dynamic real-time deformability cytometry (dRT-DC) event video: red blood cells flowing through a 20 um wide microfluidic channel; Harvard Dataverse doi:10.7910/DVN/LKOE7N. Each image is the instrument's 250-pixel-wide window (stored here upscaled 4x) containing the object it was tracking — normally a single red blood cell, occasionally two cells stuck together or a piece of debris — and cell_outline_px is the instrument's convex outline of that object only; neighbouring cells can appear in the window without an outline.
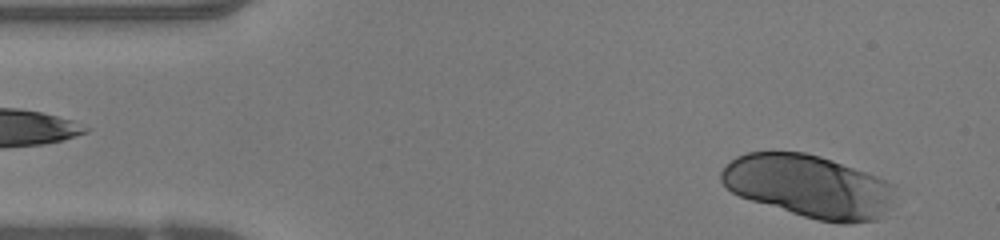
{"species": "human", "species_latin": "Homo sapiens", "temperature_condition": "warm", "stored_images_in_passage": 38, "camera_frame_rate_fps": 3000, "um_per_image_px": 0.085, "donor": {"sex": "female"}, "frame": {"image": 1, "passage_image": 1, "time_ms": 0.0, "image_size_px": [1000, 240], "cell_outline_px": [[896, 188], [888, 208], [880, 220], [848, 224], [840, 224], [820, 220], [804, 216], [752, 200], [740, 196], [732, 192], [720, 180], [720, 172], [736, 156], [748, 152], [804, 152], [820, 156], [832, 160], [876, 176], [896, 184]], "centroid_in_image_um": [68.79, 15.83], "position_along_channel_um": 16.2, "area_um2": 63.29}}
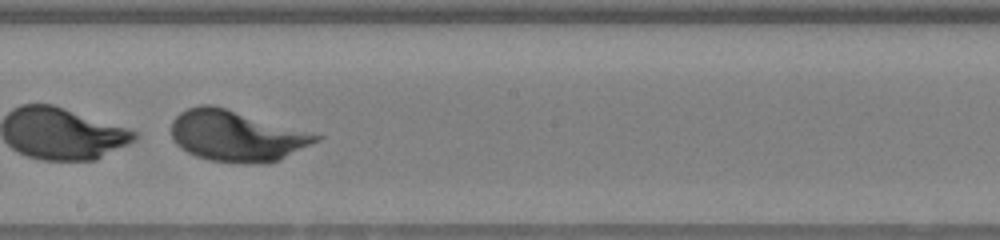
{"frame": {"image": 2, "passage_image": 24, "time_ms": 7.667, "image_size_px": [1000, 240], "cell_outline_px": [[324, 136], [320, 140], [280, 160], [252, 164], [208, 160], [196, 156], [180, 148], [176, 144], [172, 136], [172, 120], [180, 112], [188, 108], [200, 104], [212, 104]], "centroid_in_image_um": [20.09, 11.55], "position_along_channel_um": 228.1, "area_um2": 42.77}}